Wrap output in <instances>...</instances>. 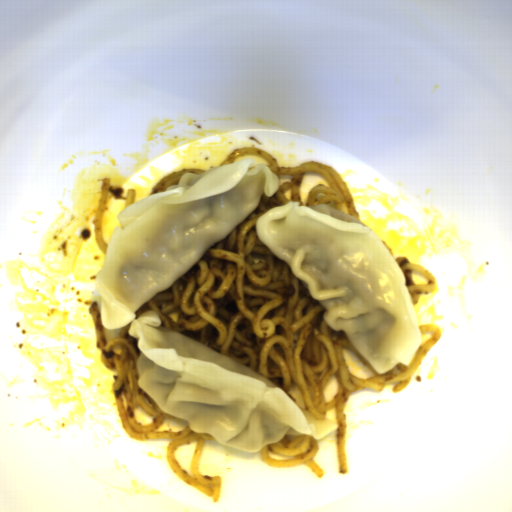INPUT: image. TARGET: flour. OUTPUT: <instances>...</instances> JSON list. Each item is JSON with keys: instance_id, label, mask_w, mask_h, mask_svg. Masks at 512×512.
Here are the masks:
<instances>
[{"instance_id": "c2a2500e", "label": "flour", "mask_w": 512, "mask_h": 512, "mask_svg": "<svg viewBox=\"0 0 512 512\" xmlns=\"http://www.w3.org/2000/svg\"><path fill=\"white\" fill-rule=\"evenodd\" d=\"M244 159L204 173L119 212L104 267L95 278L106 330L128 324L137 341V387L169 416L224 446L258 452L286 435L320 441L340 425L316 419L286 392L235 360L161 326L156 309H136L166 290L258 205L280 181Z\"/></svg>"}, {"instance_id": "a7fe0414", "label": "flour", "mask_w": 512, "mask_h": 512, "mask_svg": "<svg viewBox=\"0 0 512 512\" xmlns=\"http://www.w3.org/2000/svg\"><path fill=\"white\" fill-rule=\"evenodd\" d=\"M258 239L284 260L378 372L410 364L421 340L404 275L378 235L355 217L289 202L256 220Z\"/></svg>"}]
</instances>
